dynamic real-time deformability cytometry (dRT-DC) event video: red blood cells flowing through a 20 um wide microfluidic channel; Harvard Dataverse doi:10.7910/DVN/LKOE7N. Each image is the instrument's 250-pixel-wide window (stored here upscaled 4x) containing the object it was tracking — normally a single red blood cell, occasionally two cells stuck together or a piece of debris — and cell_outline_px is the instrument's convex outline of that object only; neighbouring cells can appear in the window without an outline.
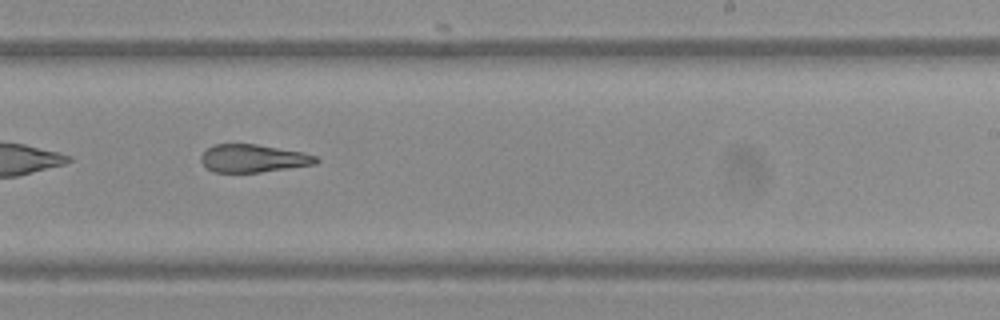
{"species": "Egyptian fruit bat (a non-hibernating species)", "species_latin": "Rousettus aegyptiacus", "temperature_condition": "warm", "stored_images_in_passage": 36, "camera_frame_rate_fps": 3000, "um_per_image_px": 0.085, "frame": {"image": 1, "passage_image": 31, "time_ms": 10.0, "image_size_px": [1000, 320], "cell_outline_px": [[320, 160], [316, 164], [260, 172], [212, 172], [200, 160], [200, 156], [212, 144], [256, 144], [304, 152], [316, 156]], "centroid_in_image_um": [21.53, 13.45], "position_along_channel_um": 267.5, "area_um2": 18.67}}